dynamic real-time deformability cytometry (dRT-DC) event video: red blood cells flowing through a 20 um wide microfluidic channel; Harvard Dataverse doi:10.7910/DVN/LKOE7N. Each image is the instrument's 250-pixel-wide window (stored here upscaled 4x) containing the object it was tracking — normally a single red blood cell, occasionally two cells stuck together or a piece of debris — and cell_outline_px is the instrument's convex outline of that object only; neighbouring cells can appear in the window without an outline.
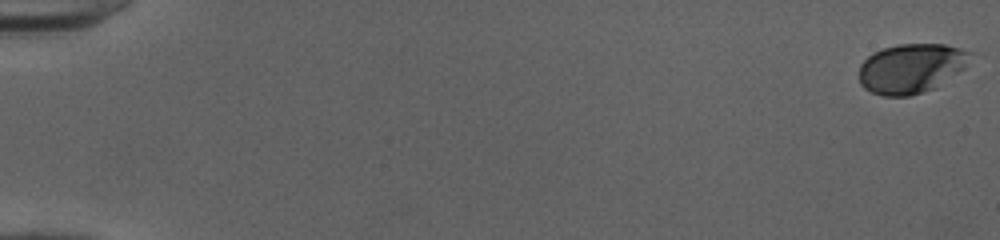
{"species": "human", "species_latin": "Homo sapiens", "temperature_condition": "cold", "stored_images_in_passage": 53, "camera_frame_rate_fps": 3000, "um_per_image_px": 0.085, "donor": {"sex": "female"}, "frame": {"image": 1, "passage_image": 1, "time_ms": 0.0, "image_size_px": [1000, 240], "cell_outline_px": [[976, 52], [964, 68], [936, 88], [908, 96], [884, 96], [872, 92], [864, 88], [860, 84], [860, 64], [872, 52], [884, 48], [900, 44], [944, 44]], "centroid_in_image_um": [77.48, 5.8], "position_along_channel_um": 7.5, "area_um2": 32.31}}
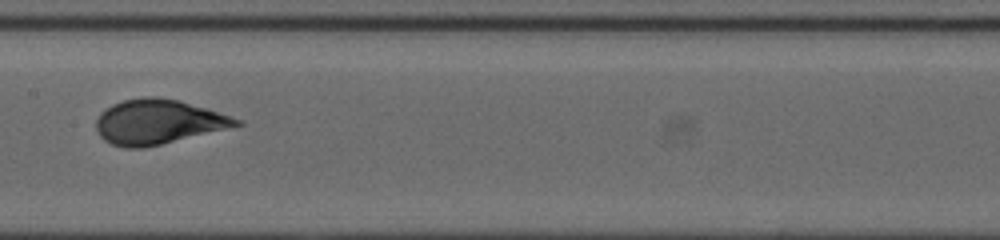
{"frame": {"image": 2, "passage_image": 29, "time_ms": 9.333, "image_size_px": [1000, 240], "cell_outline_px": [[244, 124], [228, 128], [144, 148], [124, 148], [112, 144], [104, 140], [100, 136], [96, 128], [96, 120], [100, 112], [112, 104], [124, 100], [144, 96], [156, 96], [180, 100], [208, 108], [240, 120]], "centroid_in_image_um": [13.4, 10.35], "position_along_channel_um": 194.0, "area_um2": 36.41}}
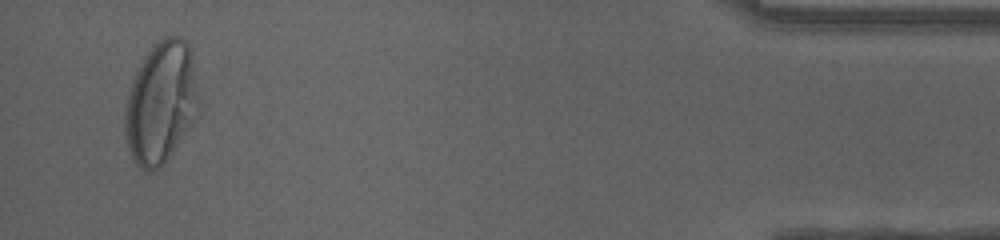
{"frame": {"image": 3, "passage_image": 51, "time_ms": 16.667, "image_size_px": [1000, 240], "cell_outline_px": [[196, 96], [192, 124], [172, 152], [160, 168], [152, 172], [148, 172], [140, 168], [132, 160], [124, 136], [124, 116], [128, 92], [132, 80], [144, 56], [164, 36], [180, 36], [188, 44]], "centroid_in_image_um": [13.59, 8.79], "position_along_channel_um": 421.6, "area_um2": 51.1}, "authors_computed_cell_mechanics": {"area_um2": 35.3158, "velocity_mm_per_s": 4.0046, "shape_relaxation_time_tau1_ms": 3.7396, "shape_relaxation_time_tau2_ms": null, "deformation_change_tau1": 0.1649, "deformation_change_tau2": null}}